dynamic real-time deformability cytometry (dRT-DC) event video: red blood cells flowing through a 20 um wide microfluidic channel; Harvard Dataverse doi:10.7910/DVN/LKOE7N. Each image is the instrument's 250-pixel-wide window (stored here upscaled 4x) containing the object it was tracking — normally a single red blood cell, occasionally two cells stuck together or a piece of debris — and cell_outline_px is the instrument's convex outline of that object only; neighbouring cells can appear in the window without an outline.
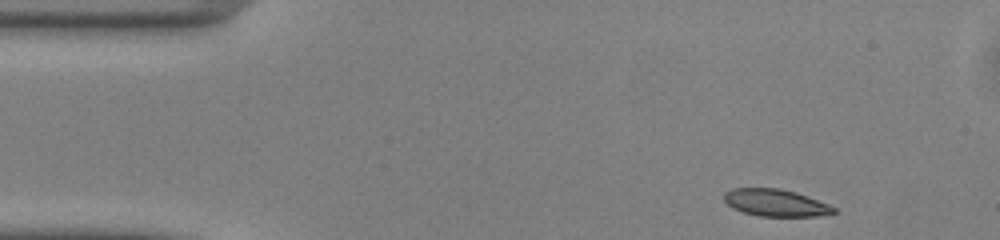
{"species": "common noctule bat (a hibernating species)", "species_latin": "Nyctalus noctula", "temperature_condition": "warm", "stored_images_in_passage": 45, "camera_frame_rate_fps": 3000, "um_per_image_px": 0.085, "animal": {"sex": "male", "body_mass_g": 13.0, "forearm_length_mm": 53.1}, "frame": {"image": 1, "passage_image": 1, "time_ms": 0.0, "image_size_px": [1000, 240], "cell_outline_px": [[836, 212], [820, 216], [760, 216], [744, 212], [732, 208], [724, 200], [724, 192], [732, 188], [780, 188], [796, 192], [828, 204], [836, 208]], "centroid_in_image_um": [65.92, 17.23], "position_along_channel_um": 19.1, "area_um2": 17.28}}
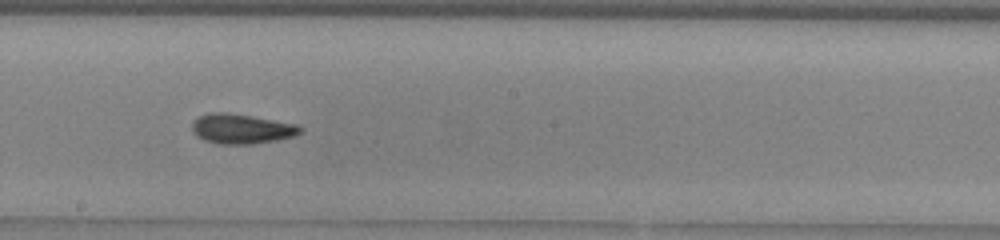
{"frame": {"image": 2, "passage_image": 22, "time_ms": 7.0, "image_size_px": [1000, 240], "cell_outline_px": [[304, 128], [296, 136], [276, 140], [252, 144], [216, 144], [204, 140], [196, 136], [192, 132], [192, 120], [196, 116], [208, 112], [228, 112], [252, 116], [296, 124]], "centroid_in_image_um": [20.47, 10.94], "position_along_channel_um": 227.7, "area_um2": 19.13}}
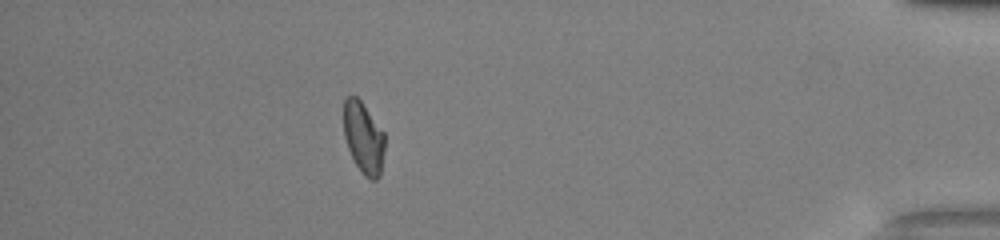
{"frame": {"image": 3, "passage_image": 39, "time_ms": 12.667, "image_size_px": [1000, 240], "cell_outline_px": [[384, 152], [380, 176], [376, 180], [368, 180], [364, 176], [356, 164], [348, 148], [344, 136], [344, 100], [348, 96], [356, 96], [360, 100], [384, 132]], "centroid_in_image_um": [30.91, 11.74], "position_along_channel_um": 404.3, "area_um2": 17.05}, "authors_computed_cell_mechanics": {"area_um2": 18.0336, "velocity_mm_per_s": 4.1114, "shape_relaxation_time_tau1_ms": 6.9508, "shape_relaxation_time_tau2_ms": 2.7077, "deformation_change_tau1": 0.1812, "deformation_change_tau2": 0.0842}}